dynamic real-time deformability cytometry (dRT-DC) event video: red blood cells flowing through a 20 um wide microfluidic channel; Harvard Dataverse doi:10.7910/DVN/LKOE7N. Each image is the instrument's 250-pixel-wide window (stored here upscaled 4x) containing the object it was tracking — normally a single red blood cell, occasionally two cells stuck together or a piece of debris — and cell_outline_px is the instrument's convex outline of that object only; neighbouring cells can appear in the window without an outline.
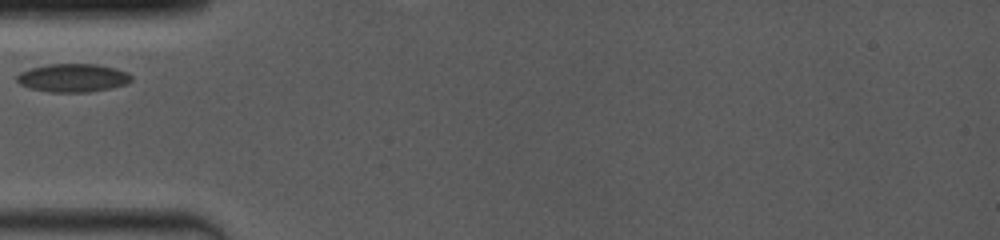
{"species": "common noctule bat (a hibernating species)", "species_latin": "Nyctalus noctula", "temperature_condition": "room temperature", "stored_images_in_passage": 4, "camera_frame_rate_fps": 4000, "um_per_image_px": 0.085, "animal": {"sex": "female", "body_mass_g": 19.0, "forearm_length_mm": 53.3}, "frame": {"image": 1, "passage_image": 1, "time_ms": 0.0, "image_size_px": [1000, 240], "cell_outline_px": [[132, 80], [128, 84], [112, 88], [88, 92], [52, 92], [28, 88], [20, 84], [16, 80], [16, 76], [20, 72], [32, 68], [48, 64], [96, 64], [116, 68], [128, 72], [132, 76]], "centroid_in_image_um": [6.23, 6.62], "position_along_channel_um": 78.8, "area_um2": 19.02}}
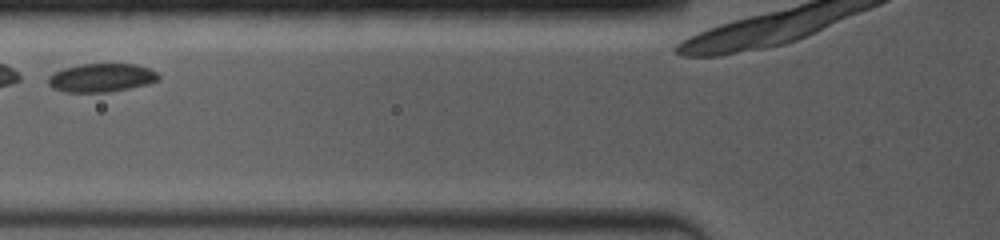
{"frame": {"image": 2, "passage_image": 3, "time_ms": 1.0, "image_size_px": [1000, 240], "cell_outline_px": [[160, 80], [148, 84], [108, 92], [64, 92], [52, 88], [48, 84], [48, 76], [52, 72], [64, 68], [80, 64], [136, 64], [148, 68], [156, 72], [160, 76]], "centroid_in_image_um": [8.6, 6.61], "position_along_channel_um": 117.2, "area_um2": 18.44}}